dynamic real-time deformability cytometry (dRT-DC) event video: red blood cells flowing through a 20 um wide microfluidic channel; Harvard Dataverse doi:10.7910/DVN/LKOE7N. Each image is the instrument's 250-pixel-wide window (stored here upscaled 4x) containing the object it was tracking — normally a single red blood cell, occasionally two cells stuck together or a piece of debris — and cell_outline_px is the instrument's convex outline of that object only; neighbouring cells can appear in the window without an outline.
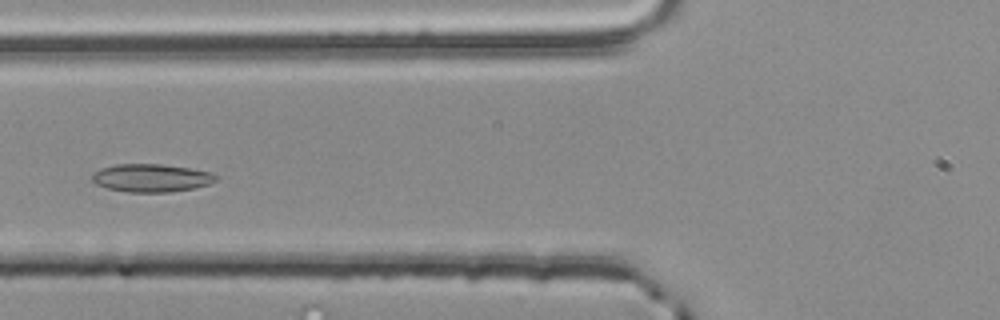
{"species": "common noctule bat (a hibernating species)", "species_latin": "Nyctalus noctula", "temperature_condition": "room temperature", "stored_images_in_passage": 3, "camera_frame_rate_fps": 3000, "um_per_image_px": 0.085, "animal": {"sex": "male", "body_mass_g": 20.4}, "frame": {"image": 1, "passage_image": 3, "time_ms": 0.667, "image_size_px": [1000, 320], "cell_outline_px": [[220, 176], [216, 180], [208, 184], [192, 188], [168, 192], [128, 192], [108, 188], [96, 184], [92, 180], [92, 176], [100, 168], [116, 164], [160, 164], [192, 168], [212, 172]], "centroid_in_image_um": [12.89, 15.11], "position_along_channel_um": 112.9, "area_um2": 20.17}}